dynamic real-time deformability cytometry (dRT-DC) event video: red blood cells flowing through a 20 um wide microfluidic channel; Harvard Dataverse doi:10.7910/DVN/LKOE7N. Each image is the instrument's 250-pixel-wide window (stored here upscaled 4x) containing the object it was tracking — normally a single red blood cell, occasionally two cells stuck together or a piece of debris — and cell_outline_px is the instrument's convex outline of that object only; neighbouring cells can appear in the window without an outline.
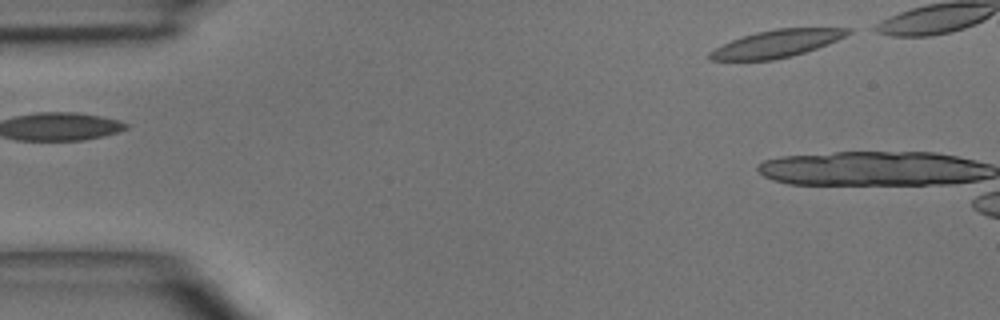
{"species": "common noctule bat (a hibernating species)", "species_latin": "Nyctalus noctula", "temperature_condition": "room temperature", "stored_images_in_passage": 3, "camera_frame_rate_fps": 3000, "um_per_image_px": 0.085, "animal": {"sex": "male", "body_mass_g": 15.6}, "frame": {"image": 1, "passage_image": 1, "time_ms": 0.0, "image_size_px": [1000, 320], "cell_outline_px": [[852, 32], [828, 44], [792, 56], [772, 60], [708, 60], [708, 52], [732, 40], [756, 32], [776, 28], [852, 28]], "centroid_in_image_um": [66.02, 3.71], "position_along_channel_um": 19.0, "area_um2": 21.79}}